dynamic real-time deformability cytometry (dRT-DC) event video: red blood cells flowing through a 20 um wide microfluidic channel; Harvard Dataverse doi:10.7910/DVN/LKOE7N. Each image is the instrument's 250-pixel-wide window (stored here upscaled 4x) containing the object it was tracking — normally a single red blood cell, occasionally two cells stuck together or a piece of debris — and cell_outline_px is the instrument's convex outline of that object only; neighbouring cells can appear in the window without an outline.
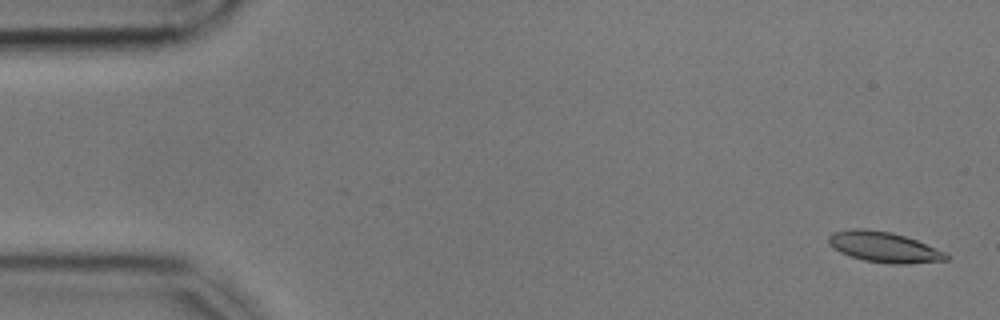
{"species": "common noctule bat (a hibernating species)", "species_latin": "Nyctalus noctula", "temperature_condition": "cold", "stored_images_in_passage": 55, "camera_frame_rate_fps": 3000, "um_per_image_px": 0.085, "animal": {"sex": "male", "body_mass_g": 17.9, "forearm_length_mm": 54.2}, "frame": {"image": 1, "passage_image": 2, "time_ms": 0.333, "image_size_px": [1000, 320], "cell_outline_px": [[952, 256], [948, 260], [908, 264], [888, 264], [864, 260], [840, 252], [828, 244], [828, 236], [832, 232], [852, 228], [864, 228], [892, 232], [916, 240], [948, 252]], "centroid_in_image_um": [75.18, 21.0], "position_along_channel_um": 9.8, "area_um2": 21.21}}
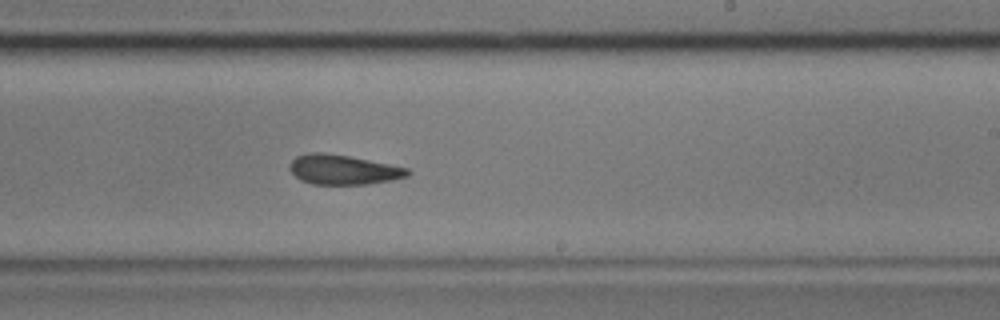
{"frame": {"image": 2, "passage_image": 33, "time_ms": 10.667, "image_size_px": [1000, 320], "cell_outline_px": [[412, 172], [408, 176], [392, 180], [368, 184], [312, 184], [300, 180], [288, 168], [288, 164], [296, 156], [312, 152], [320, 152], [348, 156], [408, 168]], "centroid_in_image_um": [29.15, 14.42], "position_along_channel_um": 259.8, "area_um2": 20.35}}
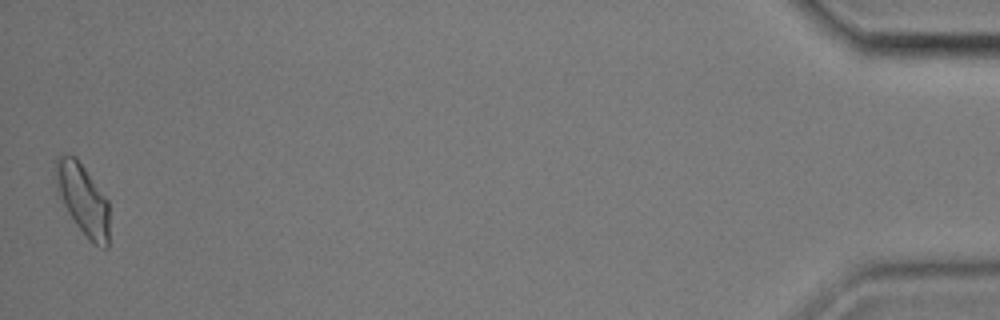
{"frame": {"image": 3, "passage_image": 55, "time_ms": 18.0, "image_size_px": [1000, 320], "cell_outline_px": [[108, 248], [104, 248], [88, 240], [76, 224], [56, 196], [52, 176], [52, 172], [56, 156], [76, 156], [108, 200]], "centroid_in_image_um": [6.95, 16.9], "position_along_channel_um": 428.2, "area_um2": 22.77}, "authors_computed_cell_mechanics": {"area_um2": 20.8658, "velocity_mm_per_s": 3.5676, "shape_relaxation_time_tau1_ms": 3.3519, "shape_relaxation_time_tau2_ms": 4.9265, "deformation_change_tau1": 0.1311, "deformation_change_tau2": 0.1386}}